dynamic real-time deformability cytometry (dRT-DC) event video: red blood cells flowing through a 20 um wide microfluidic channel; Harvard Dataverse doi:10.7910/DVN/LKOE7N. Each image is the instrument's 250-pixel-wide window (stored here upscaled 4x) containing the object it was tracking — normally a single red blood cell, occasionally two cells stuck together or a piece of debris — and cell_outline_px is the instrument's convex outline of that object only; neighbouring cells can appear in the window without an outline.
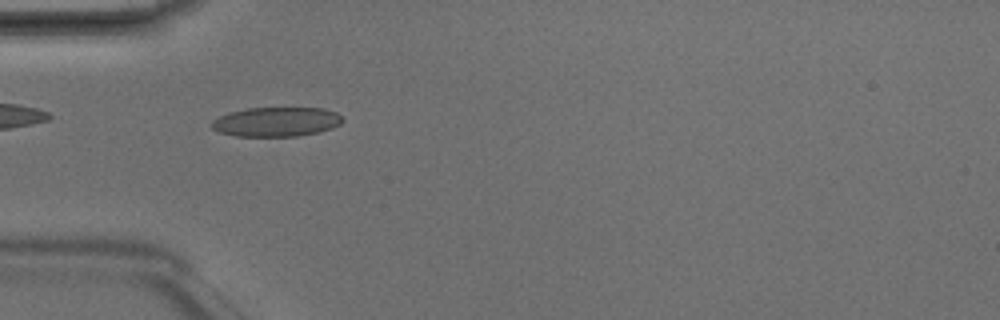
{"species": "Egyptian fruit bat (a non-hibernating species)", "species_latin": "Rousettus aegyptiacus", "temperature_condition": "room temperature", "stored_images_in_passage": 7, "camera_frame_rate_fps": 3000, "um_per_image_px": 0.085, "animal": {"sex": "male"}, "frame": {"image": 1, "passage_image": 4, "time_ms": 1.0, "image_size_px": [1000, 320], "cell_outline_px": [[344, 120], [340, 124], [332, 128], [316, 132], [296, 136], [236, 136], [220, 132], [212, 128], [212, 120], [228, 112], [248, 108], [324, 108], [336, 112]], "centroid_in_image_um": [23.48, 10.34], "position_along_channel_um": 61.5, "area_um2": 22.31}}
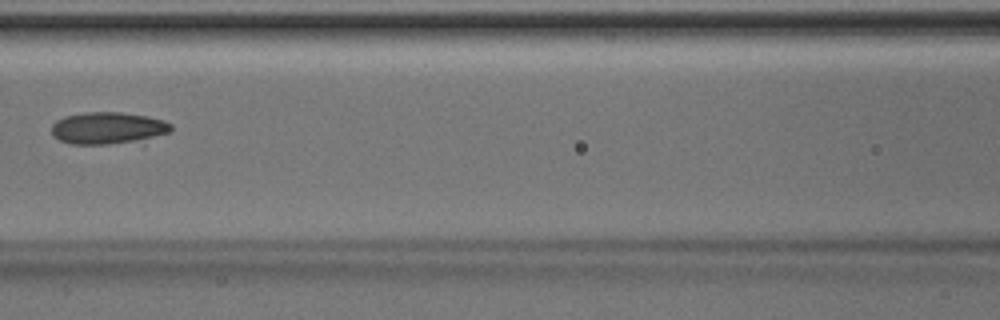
{"frame": {"image": 2, "passage_image": 6, "time_ms": 1.667, "image_size_px": [1000, 320], "cell_outline_px": [[172, 132], [144, 144], [72, 144], [60, 140], [52, 136], [52, 124], [56, 120], [64, 116], [84, 112], [120, 112], [148, 116], [164, 120], [172, 124]], "centroid_in_image_um": [9.3, 10.92], "position_along_channel_um": 157.3, "area_um2": 23.41}}